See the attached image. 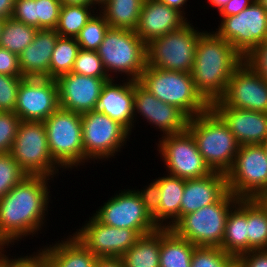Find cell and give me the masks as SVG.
<instances>
[{
  "label": "cell",
  "mask_w": 267,
  "mask_h": 267,
  "mask_svg": "<svg viewBox=\"0 0 267 267\" xmlns=\"http://www.w3.org/2000/svg\"><path fill=\"white\" fill-rule=\"evenodd\" d=\"M146 50V43L135 30L110 27L96 51L108 76L115 78L112 74L118 73L138 81L147 65Z\"/></svg>",
  "instance_id": "5b68a950"
},
{
  "label": "cell",
  "mask_w": 267,
  "mask_h": 267,
  "mask_svg": "<svg viewBox=\"0 0 267 267\" xmlns=\"http://www.w3.org/2000/svg\"><path fill=\"white\" fill-rule=\"evenodd\" d=\"M10 267H46L45 260L41 253L37 250L32 255H26L17 258L10 257Z\"/></svg>",
  "instance_id": "bcb514c9"
},
{
  "label": "cell",
  "mask_w": 267,
  "mask_h": 267,
  "mask_svg": "<svg viewBox=\"0 0 267 267\" xmlns=\"http://www.w3.org/2000/svg\"><path fill=\"white\" fill-rule=\"evenodd\" d=\"M22 76L0 74V112H14Z\"/></svg>",
  "instance_id": "ab89813d"
},
{
  "label": "cell",
  "mask_w": 267,
  "mask_h": 267,
  "mask_svg": "<svg viewBox=\"0 0 267 267\" xmlns=\"http://www.w3.org/2000/svg\"><path fill=\"white\" fill-rule=\"evenodd\" d=\"M220 248L235 259L248 252L247 199H238L228 213Z\"/></svg>",
  "instance_id": "4316f807"
},
{
  "label": "cell",
  "mask_w": 267,
  "mask_h": 267,
  "mask_svg": "<svg viewBox=\"0 0 267 267\" xmlns=\"http://www.w3.org/2000/svg\"><path fill=\"white\" fill-rule=\"evenodd\" d=\"M5 251V248H0V267H10V257Z\"/></svg>",
  "instance_id": "816d5d0a"
},
{
  "label": "cell",
  "mask_w": 267,
  "mask_h": 267,
  "mask_svg": "<svg viewBox=\"0 0 267 267\" xmlns=\"http://www.w3.org/2000/svg\"><path fill=\"white\" fill-rule=\"evenodd\" d=\"M248 252L267 249V198L247 199Z\"/></svg>",
  "instance_id": "1f68e13d"
},
{
  "label": "cell",
  "mask_w": 267,
  "mask_h": 267,
  "mask_svg": "<svg viewBox=\"0 0 267 267\" xmlns=\"http://www.w3.org/2000/svg\"><path fill=\"white\" fill-rule=\"evenodd\" d=\"M95 267H124L119 257H98Z\"/></svg>",
  "instance_id": "c3c4849f"
},
{
  "label": "cell",
  "mask_w": 267,
  "mask_h": 267,
  "mask_svg": "<svg viewBox=\"0 0 267 267\" xmlns=\"http://www.w3.org/2000/svg\"><path fill=\"white\" fill-rule=\"evenodd\" d=\"M73 234L98 257H121L142 236L138 231L99 222L93 215Z\"/></svg>",
  "instance_id": "2e32d148"
},
{
  "label": "cell",
  "mask_w": 267,
  "mask_h": 267,
  "mask_svg": "<svg viewBox=\"0 0 267 267\" xmlns=\"http://www.w3.org/2000/svg\"><path fill=\"white\" fill-rule=\"evenodd\" d=\"M61 6L60 0H15L12 18L38 29H55Z\"/></svg>",
  "instance_id": "484cf974"
},
{
  "label": "cell",
  "mask_w": 267,
  "mask_h": 267,
  "mask_svg": "<svg viewBox=\"0 0 267 267\" xmlns=\"http://www.w3.org/2000/svg\"><path fill=\"white\" fill-rule=\"evenodd\" d=\"M50 179L27 175L0 199V248L13 247L14 242L41 233L49 211Z\"/></svg>",
  "instance_id": "6da1fadb"
},
{
  "label": "cell",
  "mask_w": 267,
  "mask_h": 267,
  "mask_svg": "<svg viewBox=\"0 0 267 267\" xmlns=\"http://www.w3.org/2000/svg\"><path fill=\"white\" fill-rule=\"evenodd\" d=\"M187 131L193 136L200 154L212 171L226 174L232 168L240 145L211 107L190 118Z\"/></svg>",
  "instance_id": "3957f363"
},
{
  "label": "cell",
  "mask_w": 267,
  "mask_h": 267,
  "mask_svg": "<svg viewBox=\"0 0 267 267\" xmlns=\"http://www.w3.org/2000/svg\"><path fill=\"white\" fill-rule=\"evenodd\" d=\"M232 267H239L236 263Z\"/></svg>",
  "instance_id": "91938a15"
},
{
  "label": "cell",
  "mask_w": 267,
  "mask_h": 267,
  "mask_svg": "<svg viewBox=\"0 0 267 267\" xmlns=\"http://www.w3.org/2000/svg\"><path fill=\"white\" fill-rule=\"evenodd\" d=\"M81 123L84 164L115 158L131 135L118 121L97 110L82 113Z\"/></svg>",
  "instance_id": "30bf717a"
},
{
  "label": "cell",
  "mask_w": 267,
  "mask_h": 267,
  "mask_svg": "<svg viewBox=\"0 0 267 267\" xmlns=\"http://www.w3.org/2000/svg\"><path fill=\"white\" fill-rule=\"evenodd\" d=\"M62 4H85L92 5V0H60Z\"/></svg>",
  "instance_id": "db71d44e"
},
{
  "label": "cell",
  "mask_w": 267,
  "mask_h": 267,
  "mask_svg": "<svg viewBox=\"0 0 267 267\" xmlns=\"http://www.w3.org/2000/svg\"><path fill=\"white\" fill-rule=\"evenodd\" d=\"M125 80L121 79L120 83L113 78L107 80L99 96L96 110L118 121L131 133L135 127L134 81Z\"/></svg>",
  "instance_id": "44dd1931"
},
{
  "label": "cell",
  "mask_w": 267,
  "mask_h": 267,
  "mask_svg": "<svg viewBox=\"0 0 267 267\" xmlns=\"http://www.w3.org/2000/svg\"><path fill=\"white\" fill-rule=\"evenodd\" d=\"M20 122L14 112H0V154L10 153Z\"/></svg>",
  "instance_id": "60d3db41"
},
{
  "label": "cell",
  "mask_w": 267,
  "mask_h": 267,
  "mask_svg": "<svg viewBox=\"0 0 267 267\" xmlns=\"http://www.w3.org/2000/svg\"><path fill=\"white\" fill-rule=\"evenodd\" d=\"M267 11V0H256Z\"/></svg>",
  "instance_id": "9f6ffc18"
},
{
  "label": "cell",
  "mask_w": 267,
  "mask_h": 267,
  "mask_svg": "<svg viewBox=\"0 0 267 267\" xmlns=\"http://www.w3.org/2000/svg\"><path fill=\"white\" fill-rule=\"evenodd\" d=\"M229 0H208L207 3L211 4L213 8H216L219 12L228 3Z\"/></svg>",
  "instance_id": "f5cc1de1"
},
{
  "label": "cell",
  "mask_w": 267,
  "mask_h": 267,
  "mask_svg": "<svg viewBox=\"0 0 267 267\" xmlns=\"http://www.w3.org/2000/svg\"><path fill=\"white\" fill-rule=\"evenodd\" d=\"M71 72L96 78H111L108 76L97 51L84 50L81 48L78 51Z\"/></svg>",
  "instance_id": "f35d334b"
},
{
  "label": "cell",
  "mask_w": 267,
  "mask_h": 267,
  "mask_svg": "<svg viewBox=\"0 0 267 267\" xmlns=\"http://www.w3.org/2000/svg\"><path fill=\"white\" fill-rule=\"evenodd\" d=\"M239 267H267V249L251 250L236 258Z\"/></svg>",
  "instance_id": "f6af8a7d"
},
{
  "label": "cell",
  "mask_w": 267,
  "mask_h": 267,
  "mask_svg": "<svg viewBox=\"0 0 267 267\" xmlns=\"http://www.w3.org/2000/svg\"><path fill=\"white\" fill-rule=\"evenodd\" d=\"M10 154L27 175L58 177L62 169L52 158L43 122L21 121Z\"/></svg>",
  "instance_id": "9c48e42d"
},
{
  "label": "cell",
  "mask_w": 267,
  "mask_h": 267,
  "mask_svg": "<svg viewBox=\"0 0 267 267\" xmlns=\"http://www.w3.org/2000/svg\"><path fill=\"white\" fill-rule=\"evenodd\" d=\"M221 101L227 107L267 113V82L244 62L231 75Z\"/></svg>",
  "instance_id": "ac0fdd59"
},
{
  "label": "cell",
  "mask_w": 267,
  "mask_h": 267,
  "mask_svg": "<svg viewBox=\"0 0 267 267\" xmlns=\"http://www.w3.org/2000/svg\"><path fill=\"white\" fill-rule=\"evenodd\" d=\"M143 4L144 0H107L99 12L111 28L135 30Z\"/></svg>",
  "instance_id": "4dcf8cb0"
},
{
  "label": "cell",
  "mask_w": 267,
  "mask_h": 267,
  "mask_svg": "<svg viewBox=\"0 0 267 267\" xmlns=\"http://www.w3.org/2000/svg\"><path fill=\"white\" fill-rule=\"evenodd\" d=\"M196 246L177 236L171 229L161 228L160 267H191Z\"/></svg>",
  "instance_id": "f546056e"
},
{
  "label": "cell",
  "mask_w": 267,
  "mask_h": 267,
  "mask_svg": "<svg viewBox=\"0 0 267 267\" xmlns=\"http://www.w3.org/2000/svg\"><path fill=\"white\" fill-rule=\"evenodd\" d=\"M238 199L227 191L217 202L182 216L170 229L196 247H221L225 223Z\"/></svg>",
  "instance_id": "8992f818"
},
{
  "label": "cell",
  "mask_w": 267,
  "mask_h": 267,
  "mask_svg": "<svg viewBox=\"0 0 267 267\" xmlns=\"http://www.w3.org/2000/svg\"><path fill=\"white\" fill-rule=\"evenodd\" d=\"M227 191V175L222 172L213 171L202 178L185 180L180 218L217 202Z\"/></svg>",
  "instance_id": "603a6c76"
},
{
  "label": "cell",
  "mask_w": 267,
  "mask_h": 267,
  "mask_svg": "<svg viewBox=\"0 0 267 267\" xmlns=\"http://www.w3.org/2000/svg\"><path fill=\"white\" fill-rule=\"evenodd\" d=\"M265 151H266V154H267V139L264 141V143L262 144Z\"/></svg>",
  "instance_id": "680465c9"
},
{
  "label": "cell",
  "mask_w": 267,
  "mask_h": 267,
  "mask_svg": "<svg viewBox=\"0 0 267 267\" xmlns=\"http://www.w3.org/2000/svg\"><path fill=\"white\" fill-rule=\"evenodd\" d=\"M39 29L23 22L7 18L2 26L0 47L20 55L34 40Z\"/></svg>",
  "instance_id": "836d02e7"
},
{
  "label": "cell",
  "mask_w": 267,
  "mask_h": 267,
  "mask_svg": "<svg viewBox=\"0 0 267 267\" xmlns=\"http://www.w3.org/2000/svg\"><path fill=\"white\" fill-rule=\"evenodd\" d=\"M43 123L51 156L62 170L83 166L81 114L59 107Z\"/></svg>",
  "instance_id": "ba28073f"
},
{
  "label": "cell",
  "mask_w": 267,
  "mask_h": 267,
  "mask_svg": "<svg viewBox=\"0 0 267 267\" xmlns=\"http://www.w3.org/2000/svg\"><path fill=\"white\" fill-rule=\"evenodd\" d=\"M211 108L222 118L239 145H262L267 139V113L227 107L221 100Z\"/></svg>",
  "instance_id": "ffe728a7"
},
{
  "label": "cell",
  "mask_w": 267,
  "mask_h": 267,
  "mask_svg": "<svg viewBox=\"0 0 267 267\" xmlns=\"http://www.w3.org/2000/svg\"><path fill=\"white\" fill-rule=\"evenodd\" d=\"M46 267H94L97 257L74 235L38 250Z\"/></svg>",
  "instance_id": "d4e9b609"
},
{
  "label": "cell",
  "mask_w": 267,
  "mask_h": 267,
  "mask_svg": "<svg viewBox=\"0 0 267 267\" xmlns=\"http://www.w3.org/2000/svg\"><path fill=\"white\" fill-rule=\"evenodd\" d=\"M255 0H229L228 3L219 12L220 17L237 15L245 8L250 6Z\"/></svg>",
  "instance_id": "7dc6e473"
},
{
  "label": "cell",
  "mask_w": 267,
  "mask_h": 267,
  "mask_svg": "<svg viewBox=\"0 0 267 267\" xmlns=\"http://www.w3.org/2000/svg\"><path fill=\"white\" fill-rule=\"evenodd\" d=\"M236 259L219 247H196L191 267H232Z\"/></svg>",
  "instance_id": "8d00e7d4"
},
{
  "label": "cell",
  "mask_w": 267,
  "mask_h": 267,
  "mask_svg": "<svg viewBox=\"0 0 267 267\" xmlns=\"http://www.w3.org/2000/svg\"><path fill=\"white\" fill-rule=\"evenodd\" d=\"M244 62L267 82V39L253 48Z\"/></svg>",
  "instance_id": "7bdbcfd3"
},
{
  "label": "cell",
  "mask_w": 267,
  "mask_h": 267,
  "mask_svg": "<svg viewBox=\"0 0 267 267\" xmlns=\"http://www.w3.org/2000/svg\"><path fill=\"white\" fill-rule=\"evenodd\" d=\"M26 176L10 153L0 154V199Z\"/></svg>",
  "instance_id": "74e56055"
},
{
  "label": "cell",
  "mask_w": 267,
  "mask_h": 267,
  "mask_svg": "<svg viewBox=\"0 0 267 267\" xmlns=\"http://www.w3.org/2000/svg\"><path fill=\"white\" fill-rule=\"evenodd\" d=\"M161 228L142 235L120 258L124 267H160Z\"/></svg>",
  "instance_id": "f1b7e54d"
},
{
  "label": "cell",
  "mask_w": 267,
  "mask_h": 267,
  "mask_svg": "<svg viewBox=\"0 0 267 267\" xmlns=\"http://www.w3.org/2000/svg\"><path fill=\"white\" fill-rule=\"evenodd\" d=\"M188 21L180 29L154 38L148 44L147 65L162 70L191 73L202 32Z\"/></svg>",
  "instance_id": "52a82bcc"
},
{
  "label": "cell",
  "mask_w": 267,
  "mask_h": 267,
  "mask_svg": "<svg viewBox=\"0 0 267 267\" xmlns=\"http://www.w3.org/2000/svg\"><path fill=\"white\" fill-rule=\"evenodd\" d=\"M138 82L157 99L175 106L189 119L211 107L197 91L191 73L146 66Z\"/></svg>",
  "instance_id": "277c9868"
},
{
  "label": "cell",
  "mask_w": 267,
  "mask_h": 267,
  "mask_svg": "<svg viewBox=\"0 0 267 267\" xmlns=\"http://www.w3.org/2000/svg\"><path fill=\"white\" fill-rule=\"evenodd\" d=\"M79 50L75 38L59 36L50 60V79L70 73Z\"/></svg>",
  "instance_id": "e575fe53"
},
{
  "label": "cell",
  "mask_w": 267,
  "mask_h": 267,
  "mask_svg": "<svg viewBox=\"0 0 267 267\" xmlns=\"http://www.w3.org/2000/svg\"><path fill=\"white\" fill-rule=\"evenodd\" d=\"M59 107L56 79L24 78L21 81L14 110L21 121L43 122Z\"/></svg>",
  "instance_id": "9a60e30c"
},
{
  "label": "cell",
  "mask_w": 267,
  "mask_h": 267,
  "mask_svg": "<svg viewBox=\"0 0 267 267\" xmlns=\"http://www.w3.org/2000/svg\"><path fill=\"white\" fill-rule=\"evenodd\" d=\"M93 8V9H92ZM94 5L62 4L56 28L60 37L76 38L98 9ZM95 10V11H94Z\"/></svg>",
  "instance_id": "d6a6232c"
},
{
  "label": "cell",
  "mask_w": 267,
  "mask_h": 267,
  "mask_svg": "<svg viewBox=\"0 0 267 267\" xmlns=\"http://www.w3.org/2000/svg\"><path fill=\"white\" fill-rule=\"evenodd\" d=\"M107 0H92V5L98 7H101Z\"/></svg>",
  "instance_id": "11a10c76"
},
{
  "label": "cell",
  "mask_w": 267,
  "mask_h": 267,
  "mask_svg": "<svg viewBox=\"0 0 267 267\" xmlns=\"http://www.w3.org/2000/svg\"><path fill=\"white\" fill-rule=\"evenodd\" d=\"M137 114L146 119L153 128L165 135L179 134L187 130L189 118L178 108L157 99L138 81H134V123Z\"/></svg>",
  "instance_id": "e0dca14e"
},
{
  "label": "cell",
  "mask_w": 267,
  "mask_h": 267,
  "mask_svg": "<svg viewBox=\"0 0 267 267\" xmlns=\"http://www.w3.org/2000/svg\"><path fill=\"white\" fill-rule=\"evenodd\" d=\"M244 63V57L213 30L198 38L191 72L195 87L211 106L225 96L231 75Z\"/></svg>",
  "instance_id": "7a4b0ae2"
},
{
  "label": "cell",
  "mask_w": 267,
  "mask_h": 267,
  "mask_svg": "<svg viewBox=\"0 0 267 267\" xmlns=\"http://www.w3.org/2000/svg\"><path fill=\"white\" fill-rule=\"evenodd\" d=\"M15 0H0V19L11 18L14 12Z\"/></svg>",
  "instance_id": "681fc988"
},
{
  "label": "cell",
  "mask_w": 267,
  "mask_h": 267,
  "mask_svg": "<svg viewBox=\"0 0 267 267\" xmlns=\"http://www.w3.org/2000/svg\"><path fill=\"white\" fill-rule=\"evenodd\" d=\"M0 74L22 76L19 56L2 47H0Z\"/></svg>",
  "instance_id": "ee69618b"
},
{
  "label": "cell",
  "mask_w": 267,
  "mask_h": 267,
  "mask_svg": "<svg viewBox=\"0 0 267 267\" xmlns=\"http://www.w3.org/2000/svg\"><path fill=\"white\" fill-rule=\"evenodd\" d=\"M96 13L75 38L81 49L96 51L110 28L105 17L98 11Z\"/></svg>",
  "instance_id": "d590c367"
},
{
  "label": "cell",
  "mask_w": 267,
  "mask_h": 267,
  "mask_svg": "<svg viewBox=\"0 0 267 267\" xmlns=\"http://www.w3.org/2000/svg\"><path fill=\"white\" fill-rule=\"evenodd\" d=\"M92 215L107 226L132 229L141 235L159 229L134 188L114 194Z\"/></svg>",
  "instance_id": "7c38bea8"
},
{
  "label": "cell",
  "mask_w": 267,
  "mask_h": 267,
  "mask_svg": "<svg viewBox=\"0 0 267 267\" xmlns=\"http://www.w3.org/2000/svg\"><path fill=\"white\" fill-rule=\"evenodd\" d=\"M4 21L3 19H0V36H1V31H2V26L4 24Z\"/></svg>",
  "instance_id": "6f0895ef"
},
{
  "label": "cell",
  "mask_w": 267,
  "mask_h": 267,
  "mask_svg": "<svg viewBox=\"0 0 267 267\" xmlns=\"http://www.w3.org/2000/svg\"><path fill=\"white\" fill-rule=\"evenodd\" d=\"M158 1L163 4H166L170 8L176 9L185 17L186 13H184L185 12L184 9H186V7L184 8V6H186L188 0H158Z\"/></svg>",
  "instance_id": "f907efd6"
},
{
  "label": "cell",
  "mask_w": 267,
  "mask_h": 267,
  "mask_svg": "<svg viewBox=\"0 0 267 267\" xmlns=\"http://www.w3.org/2000/svg\"><path fill=\"white\" fill-rule=\"evenodd\" d=\"M227 187L239 199L267 198V154L263 145H241Z\"/></svg>",
  "instance_id": "8fae6325"
},
{
  "label": "cell",
  "mask_w": 267,
  "mask_h": 267,
  "mask_svg": "<svg viewBox=\"0 0 267 267\" xmlns=\"http://www.w3.org/2000/svg\"><path fill=\"white\" fill-rule=\"evenodd\" d=\"M155 178L159 183V228L170 229L180 219L181 198L185 188V179L170 174Z\"/></svg>",
  "instance_id": "83f0119b"
},
{
  "label": "cell",
  "mask_w": 267,
  "mask_h": 267,
  "mask_svg": "<svg viewBox=\"0 0 267 267\" xmlns=\"http://www.w3.org/2000/svg\"><path fill=\"white\" fill-rule=\"evenodd\" d=\"M110 79L72 72L59 76L56 82L60 108L80 114L96 110L102 88Z\"/></svg>",
  "instance_id": "d6986e66"
},
{
  "label": "cell",
  "mask_w": 267,
  "mask_h": 267,
  "mask_svg": "<svg viewBox=\"0 0 267 267\" xmlns=\"http://www.w3.org/2000/svg\"><path fill=\"white\" fill-rule=\"evenodd\" d=\"M141 198L146 210L153 217L154 222L159 227V205H160V189L159 183L154 179L146 185L145 188L139 190L135 189Z\"/></svg>",
  "instance_id": "b9f144b4"
},
{
  "label": "cell",
  "mask_w": 267,
  "mask_h": 267,
  "mask_svg": "<svg viewBox=\"0 0 267 267\" xmlns=\"http://www.w3.org/2000/svg\"><path fill=\"white\" fill-rule=\"evenodd\" d=\"M187 19L158 0H144L135 33L148 44L154 38L180 29L188 22Z\"/></svg>",
  "instance_id": "7402d4cb"
},
{
  "label": "cell",
  "mask_w": 267,
  "mask_h": 267,
  "mask_svg": "<svg viewBox=\"0 0 267 267\" xmlns=\"http://www.w3.org/2000/svg\"><path fill=\"white\" fill-rule=\"evenodd\" d=\"M157 150L164 162L166 172L181 179H198L213 171L205 163L193 136L183 133L162 136Z\"/></svg>",
  "instance_id": "4fadbf2b"
},
{
  "label": "cell",
  "mask_w": 267,
  "mask_h": 267,
  "mask_svg": "<svg viewBox=\"0 0 267 267\" xmlns=\"http://www.w3.org/2000/svg\"><path fill=\"white\" fill-rule=\"evenodd\" d=\"M59 35L54 29H39L33 42L19 55L24 78H50V60Z\"/></svg>",
  "instance_id": "cb8c5ba5"
},
{
  "label": "cell",
  "mask_w": 267,
  "mask_h": 267,
  "mask_svg": "<svg viewBox=\"0 0 267 267\" xmlns=\"http://www.w3.org/2000/svg\"><path fill=\"white\" fill-rule=\"evenodd\" d=\"M214 31L245 57L267 39V11L255 0L237 15L222 17Z\"/></svg>",
  "instance_id": "5bb4252c"
}]
</instances>
